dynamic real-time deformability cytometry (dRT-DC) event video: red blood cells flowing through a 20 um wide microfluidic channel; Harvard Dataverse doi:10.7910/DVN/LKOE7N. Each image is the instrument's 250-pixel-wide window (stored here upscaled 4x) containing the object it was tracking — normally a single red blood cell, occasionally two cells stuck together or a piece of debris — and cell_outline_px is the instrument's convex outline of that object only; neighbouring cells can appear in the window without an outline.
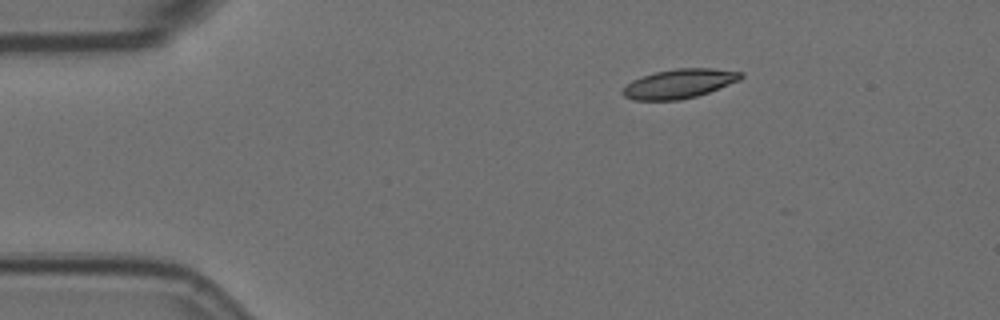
{"species": "Egyptian fruit bat (a non-hibernating species)", "species_latin": "Rousettus aegyptiacus", "temperature_condition": "room temperature", "stored_images_in_passage": 16, "camera_frame_rate_fps": 3000, "um_per_image_px": 0.085, "animal": {"sex": "female"}, "frame": {"image": 1, "passage_image": 1, "time_ms": 0.0, "image_size_px": [1000, 320], "cell_outline_px": [[744, 76], [740, 80], [708, 92], [696, 96], [680, 100], [632, 100], [624, 96], [620, 92], [632, 80], [656, 72], [676, 68], [712, 68], [744, 72]], "centroid_in_image_um": [57.75, 7.11], "position_along_channel_um": 27.2, "area_um2": 20.06}}
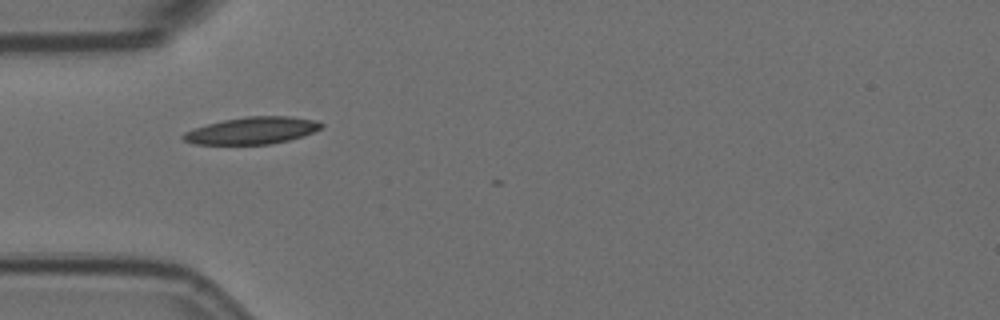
{"frame": {"image": 2, "passage_image": 9, "time_ms": 2.667, "image_size_px": [1000, 320], "cell_outline_px": [[324, 124], [320, 128], [304, 136], [288, 140], [268, 144], [192, 144], [184, 140], [180, 136], [184, 132], [208, 124], [224, 120], [248, 116], [292, 116], [316, 120]], "centroid_in_image_um": [21.44, 11.09], "position_along_channel_um": 63.6, "area_um2": 21.62}}
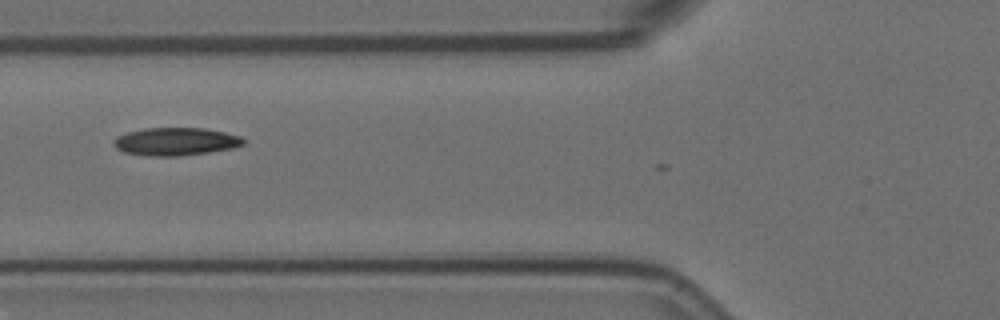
{"frame": {"image": 3, "passage_image": 13, "time_ms": 4.0, "image_size_px": [1000, 320], "cell_outline_px": [[244, 144], [232, 148], [208, 152], [180, 156], [156, 156], [124, 152], [116, 148], [112, 144], [112, 140], [116, 136], [128, 132], [144, 128], [204, 128], [224, 132], [240, 136], [244, 140]], "centroid_in_image_um": [14.9, 12.02], "position_along_channel_um": 110.9, "area_um2": 20.98}}